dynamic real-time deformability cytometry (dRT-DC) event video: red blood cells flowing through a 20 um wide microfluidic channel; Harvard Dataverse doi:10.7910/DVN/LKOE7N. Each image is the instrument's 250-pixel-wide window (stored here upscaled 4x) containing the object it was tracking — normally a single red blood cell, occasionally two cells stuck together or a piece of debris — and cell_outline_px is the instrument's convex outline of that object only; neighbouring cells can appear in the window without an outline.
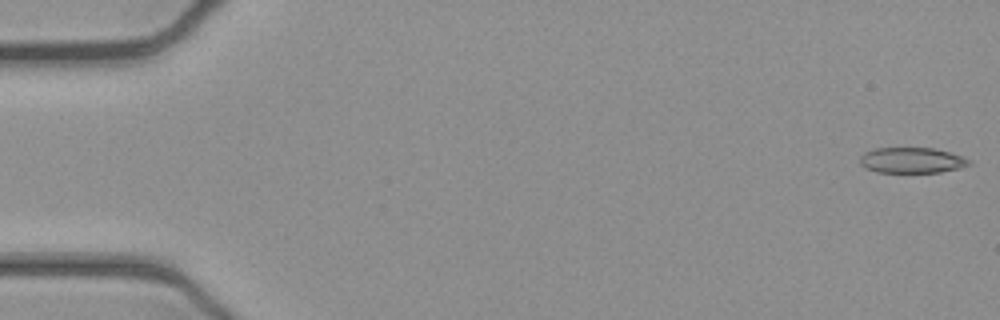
{"species": "common noctule bat (a hibernating species)", "species_latin": "Nyctalus noctula", "temperature_condition": "cold", "stored_images_in_passage": 52, "camera_frame_rate_fps": 3000, "um_per_image_px": 0.085, "animal": {"sex": "female", "body_mass_g": 21.9}, "frame": {"image": 1, "passage_image": 1, "time_ms": 0.0, "image_size_px": [1000, 320], "cell_outline_px": [[972, 164], [960, 168], [940, 172], [876, 172], [864, 168], [860, 164], [860, 156], [864, 152], [876, 148], [932, 148], [964, 156], [972, 160]], "centroid_in_image_um": [77.52, 13.63], "position_along_channel_um": 7.5, "area_um2": 16.42}}
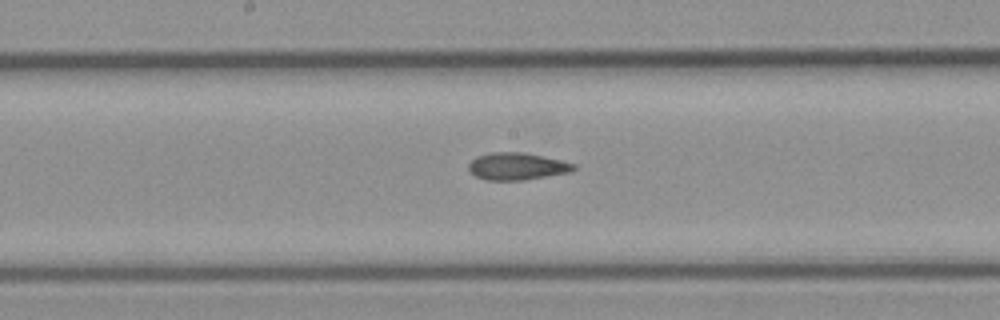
{"frame": {"image": 2, "passage_image": 27, "time_ms": 8.667, "image_size_px": [1000, 320], "cell_outline_px": [[576, 168], [572, 172], [524, 180], [484, 180], [476, 176], [468, 168], [468, 164], [476, 156], [492, 152], [524, 152], [560, 160], [576, 164]], "centroid_in_image_um": [43.95, 14.14], "position_along_channel_um": 204.2, "area_um2": 16.7}}
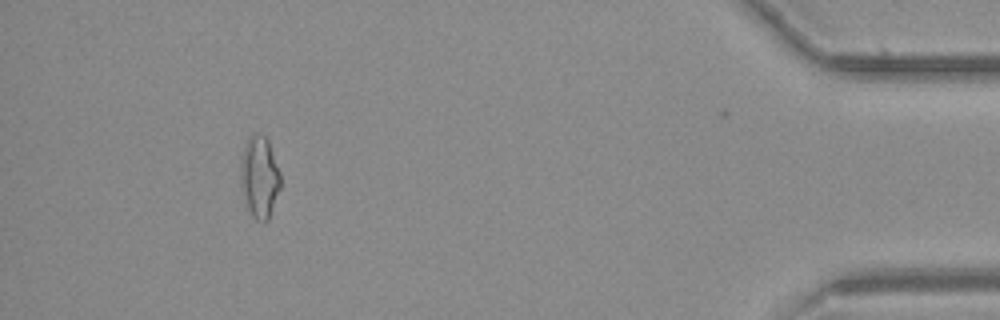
{"frame": {"image": 3, "passage_image": 48, "time_ms": 15.667, "image_size_px": [1000, 320], "cell_outline_px": [[280, 188], [268, 220], [256, 220], [252, 216], [244, 204], [240, 188], [240, 164], [244, 144], [248, 136], [252, 132], [260, 132], [268, 140], [280, 172]], "centroid_in_image_um": [22.02, 15.01], "position_along_channel_um": 413.2, "area_um2": 19.48}, "authors_computed_cell_mechanics": {"area_um2": 16.9354, "velocity_mm_per_s": 3.9223, "shape_relaxation_time_tau1_ms": null, "shape_relaxation_time_tau2_ms": 3.6297, "deformation_change_tau1": null, "deformation_change_tau2": 0.1045}}